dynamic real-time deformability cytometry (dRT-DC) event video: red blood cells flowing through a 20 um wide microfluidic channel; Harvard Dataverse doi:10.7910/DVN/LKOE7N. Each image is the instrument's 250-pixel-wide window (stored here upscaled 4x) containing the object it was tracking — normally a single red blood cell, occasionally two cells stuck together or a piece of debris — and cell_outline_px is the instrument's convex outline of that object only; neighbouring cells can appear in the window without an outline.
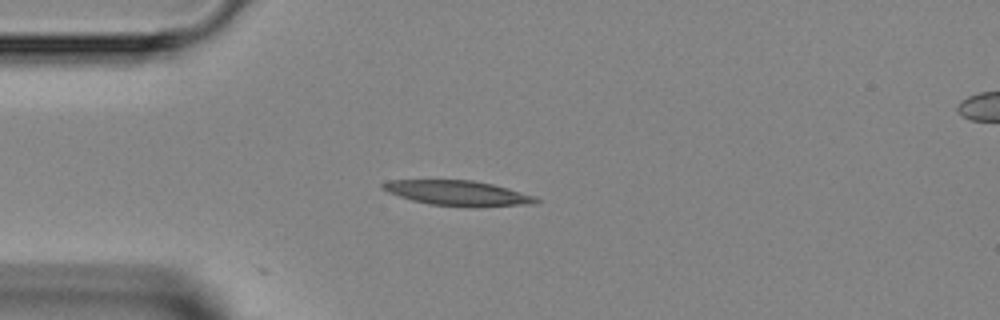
{"species": "Egyptian fruit bat (a non-hibernating species)", "species_latin": "Rousettus aegyptiacus", "temperature_condition": "room temperature", "stored_images_in_passage": 3, "camera_frame_rate_fps": 3000, "um_per_image_px": 0.085, "animal": {"sex": "female"}, "frame": {"image": 1, "passage_image": 3, "time_ms": 0.667, "image_size_px": [1000, 320], "cell_outline_px": [[540, 200], [536, 204], [480, 208], [468, 208], [428, 204], [412, 200], [388, 192], [380, 188], [380, 184], [388, 180], [472, 180], [492, 184], [508, 188], [536, 196]], "centroid_in_image_um": [38.97, 16.44], "position_along_channel_um": 46.0, "area_um2": 22.95}}